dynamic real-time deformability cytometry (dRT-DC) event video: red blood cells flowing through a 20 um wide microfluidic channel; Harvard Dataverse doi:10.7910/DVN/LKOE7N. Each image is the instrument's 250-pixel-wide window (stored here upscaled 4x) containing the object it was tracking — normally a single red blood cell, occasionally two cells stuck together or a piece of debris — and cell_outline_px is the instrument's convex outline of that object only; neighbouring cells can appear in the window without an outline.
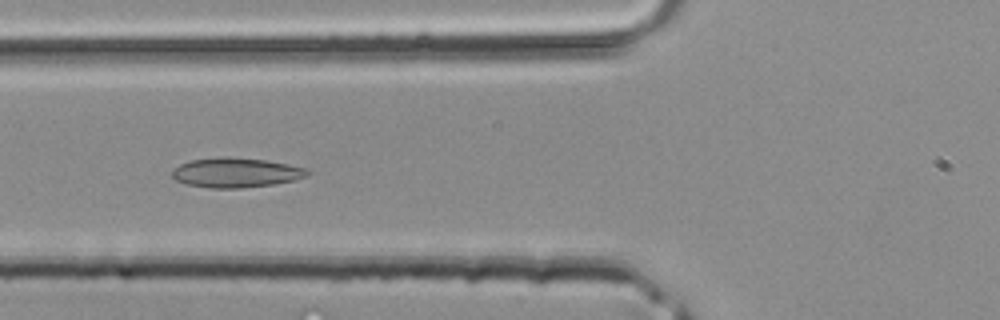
{"species": "common noctule bat (a hibernating species)", "species_latin": "Nyctalus noctula", "temperature_condition": "room temperature", "stored_images_in_passage": 30, "camera_frame_rate_fps": 3000, "um_per_image_px": 0.085, "animal": {"sex": "male", "body_mass_g": 20.4}, "frame": {"image": 1, "passage_image": 4, "time_ms": 1.0, "image_size_px": [1000, 320], "cell_outline_px": [[312, 172], [308, 176], [292, 180], [272, 184], [240, 188], [212, 188], [188, 184], [176, 180], [172, 176], [172, 168], [188, 160], [220, 156], [228, 156], [264, 160], [288, 164], [308, 168]], "centroid_in_image_um": [20.04, 14.65], "position_along_channel_um": 105.8, "area_um2": 23.52}}
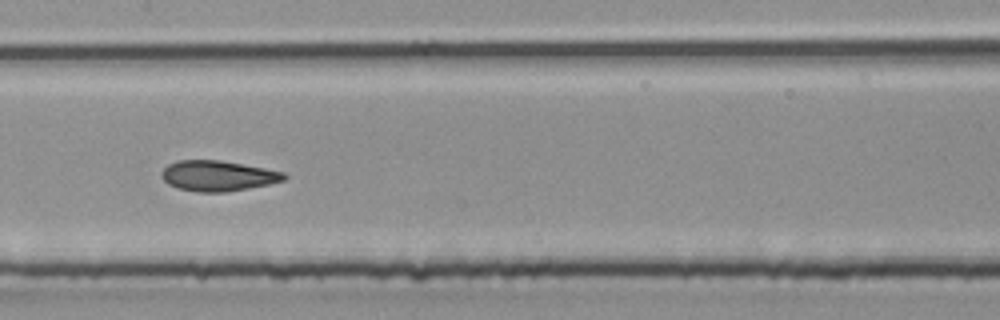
{"frame": {"image": 2, "passage_image": 9, "time_ms": 2.667, "image_size_px": [1000, 320], "cell_outline_px": [[288, 176], [284, 180], [268, 184], [228, 192], [200, 192], [176, 188], [168, 184], [160, 176], [160, 172], [168, 164], [176, 160], [220, 160], [264, 168], [284, 172]], "centroid_in_image_um": [18.48, 14.94], "position_along_channel_um": 188.9, "area_um2": 21.79}}
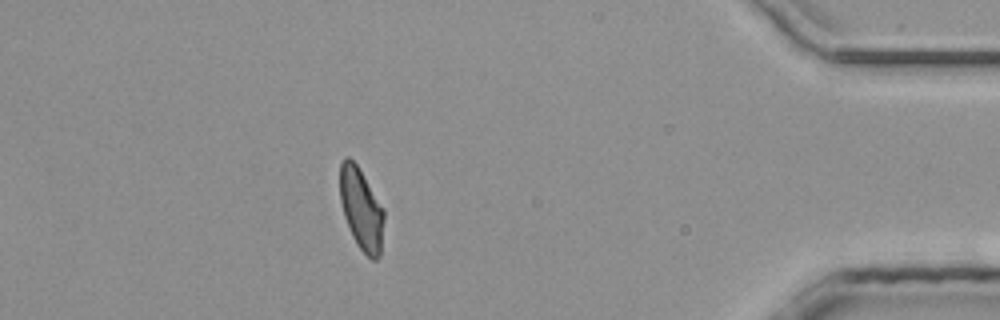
{"frame": {"image": 3, "passage_image": 25, "time_ms": 8.0, "image_size_px": [1000, 320], "cell_outline_px": [[384, 220], [380, 256], [376, 260], [372, 260], [356, 244], [352, 236], [344, 216], [340, 200], [340, 164], [344, 156], [348, 156], [356, 164], [384, 208]], "centroid_in_image_um": [30.71, 17.78], "position_along_channel_um": 404.5, "area_um2": 20.98}}